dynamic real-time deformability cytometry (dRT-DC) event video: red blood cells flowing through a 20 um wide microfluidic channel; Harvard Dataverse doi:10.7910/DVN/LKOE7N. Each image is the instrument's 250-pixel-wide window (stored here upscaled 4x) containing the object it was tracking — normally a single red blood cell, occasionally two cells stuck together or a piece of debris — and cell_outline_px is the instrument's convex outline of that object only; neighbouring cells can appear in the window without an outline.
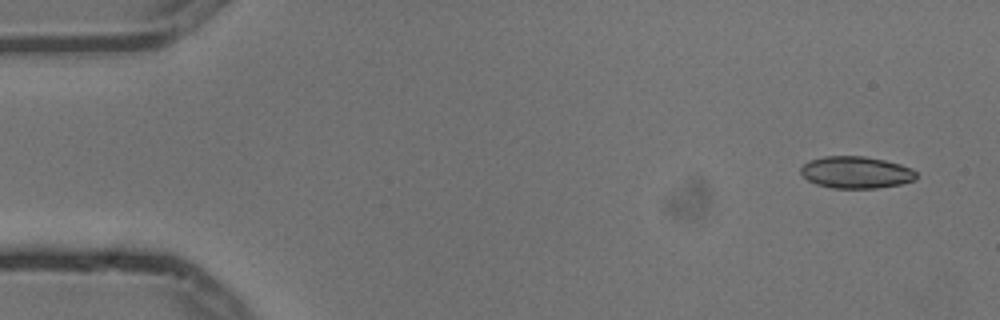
{"species": "common noctule bat (a hibernating species)", "species_latin": "Nyctalus noctula", "temperature_condition": "cold", "stored_images_in_passage": 4, "camera_frame_rate_fps": 3000, "um_per_image_px": 0.085, "animal": {"sex": "male", "body_mass_g": 13.3}, "frame": {"image": 1, "passage_image": 1, "time_ms": 0.0, "image_size_px": [1000, 320], "cell_outline_px": [[916, 180], [900, 184], [876, 188], [832, 188], [816, 184], [808, 180], [800, 172], [800, 168], [808, 160], [824, 156], [864, 156], [884, 160], [900, 164], [912, 168], [916, 172]], "centroid_in_image_um": [72.76, 14.65], "position_along_channel_um": 12.2, "area_um2": 21.56}}